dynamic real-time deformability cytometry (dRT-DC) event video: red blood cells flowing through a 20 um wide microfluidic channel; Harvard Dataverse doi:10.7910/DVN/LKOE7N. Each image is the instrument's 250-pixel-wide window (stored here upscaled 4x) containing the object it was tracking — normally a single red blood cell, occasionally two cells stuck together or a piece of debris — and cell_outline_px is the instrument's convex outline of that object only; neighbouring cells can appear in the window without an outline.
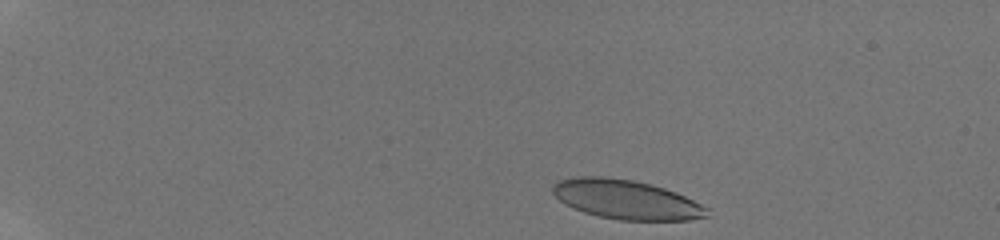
{"species": "human", "species_latin": "Homo sapiens", "temperature_condition": "room temperature", "stored_images_in_passage": 24, "camera_frame_rate_fps": 3000, "um_per_image_px": 0.085, "donor": {"sex": "male"}, "frame": {"image": 1, "passage_image": 2, "time_ms": 0.333, "image_size_px": [1000, 240], "cell_outline_px": [[712, 216], [688, 220], [620, 220], [600, 216], [584, 212], [572, 208], [564, 204], [552, 192], [552, 184], [560, 180], [576, 176], [604, 176], [632, 180], [664, 188], [676, 192], [708, 208]], "centroid_in_image_um": [53.22, 16.96], "position_along_channel_um": 31.8, "area_um2": 35.32}}
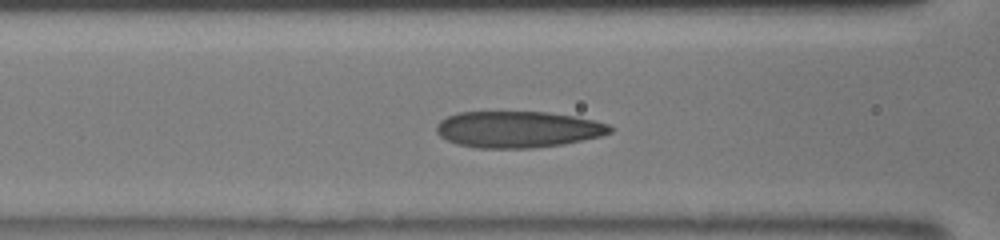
{"frame": {"image": 2, "passage_image": 17, "time_ms": 5.333, "image_size_px": [1000, 240], "cell_outline_px": [[616, 128], [612, 132], [600, 136], [564, 144], [532, 148], [476, 148], [456, 144], [440, 136], [436, 132], [436, 124], [440, 120], [456, 112], [548, 112], [576, 116], [596, 120], [608, 124]], "centroid_in_image_um": [44.04, 10.99], "position_along_channel_um": 122.6, "area_um2": 37.22}}
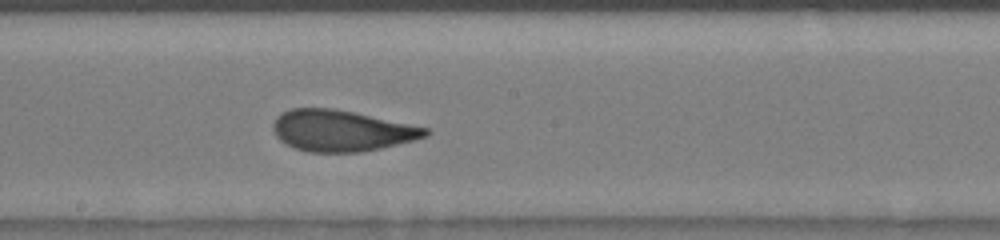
{"frame": {"image": 3, "passage_image": 24, "time_ms": 7.667, "image_size_px": [1000, 240], "cell_outline_px": [[432, 132], [428, 136], [380, 148], [360, 152], [308, 152], [296, 148], [280, 140], [276, 136], [272, 128], [272, 124], [276, 116], [280, 112], [292, 108], [332, 108], [352, 112], [428, 128]], "centroid_in_image_um": [28.98, 11.1], "position_along_channel_um": 219.2, "area_um2": 36.3}}